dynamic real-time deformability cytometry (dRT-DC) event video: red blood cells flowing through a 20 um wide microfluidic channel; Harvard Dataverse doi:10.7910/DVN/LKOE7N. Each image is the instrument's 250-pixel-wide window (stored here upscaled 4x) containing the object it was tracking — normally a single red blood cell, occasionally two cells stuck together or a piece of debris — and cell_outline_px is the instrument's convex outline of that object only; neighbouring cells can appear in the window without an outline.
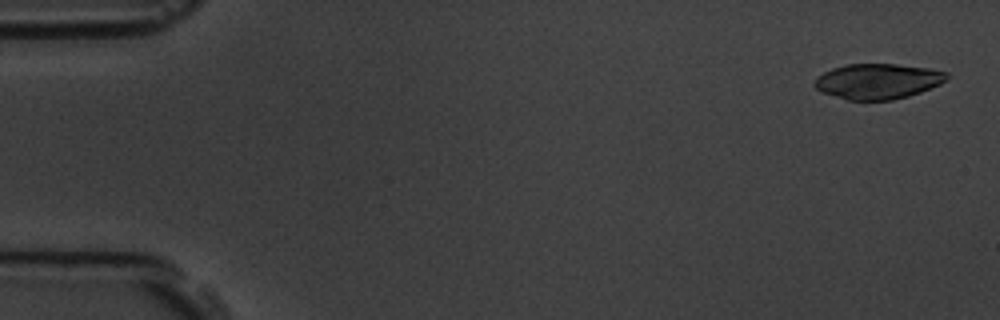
{"species": "common noctule bat (a hibernating species)", "species_latin": "Nyctalus noctula", "temperature_condition": "room temperature", "stored_images_in_passage": 5, "segment_of_instrument_passage": [1, 2], "camera_frame_rate_fps": 3000, "um_per_image_px": 0.085, "animal": {"sex": "male", "body_mass_g": 19.5, "forearm_length_mm": 54.6}, "frame": {"image": 1, "passage_image": 1, "time_ms": 0.0, "image_size_px": [1000, 320], "cell_outline_px": [[948, 80], [940, 84], [920, 92], [908, 96], [892, 100], [848, 100], [820, 92], [812, 84], [816, 76], [832, 68], [844, 64], [896, 64], [928, 68], [948, 72]], "centroid_in_image_um": [74.58, 6.9], "position_along_channel_um": 10.4, "area_um2": 27.46}}